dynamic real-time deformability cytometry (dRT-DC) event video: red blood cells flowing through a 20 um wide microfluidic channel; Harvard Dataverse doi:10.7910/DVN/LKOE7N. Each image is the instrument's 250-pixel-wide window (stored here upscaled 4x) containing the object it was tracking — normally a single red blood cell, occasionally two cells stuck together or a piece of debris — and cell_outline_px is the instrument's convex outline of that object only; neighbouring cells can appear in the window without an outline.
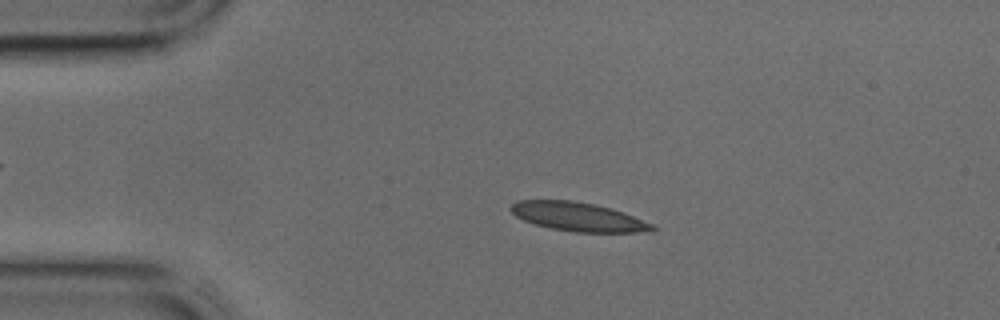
{"species": "common noctule bat (a hibernating species)", "species_latin": "Nyctalus noctula", "temperature_condition": "cold", "stored_images_in_passage": 42, "camera_frame_rate_fps": 3000, "um_per_image_px": 0.085, "animal": {"sex": "male", "body_mass_g": 17.9, "forearm_length_mm": 54.2}, "frame": {"image": 1, "passage_image": 8, "time_ms": 2.333, "image_size_px": [1000, 320], "cell_outline_px": [[656, 228], [652, 232], [576, 232], [552, 228], [536, 224], [524, 220], [516, 216], [508, 208], [516, 200], [572, 200], [596, 204], [612, 208], [652, 224]], "centroid_in_image_um": [49.13, 18.41], "position_along_channel_um": 35.9, "area_um2": 23.64}}
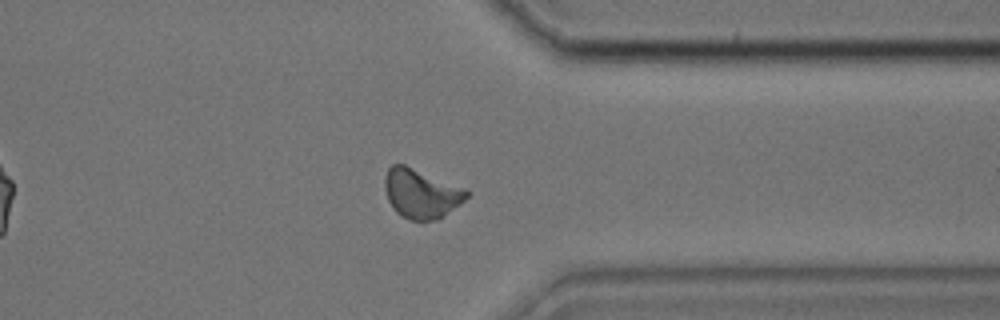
{"frame": {"image": 2, "passage_image": 33, "time_ms": 10.667, "image_size_px": [1000, 320], "cell_outline_px": [[472, 192], [460, 204], [444, 216], [436, 220], [408, 220], [400, 216], [396, 212], [388, 200], [384, 188], [384, 176], [388, 168], [392, 164], [404, 164], [468, 188]], "centroid_in_image_um": [35.82, 16.44], "position_along_channel_um": 375.6, "area_um2": 23.99}}
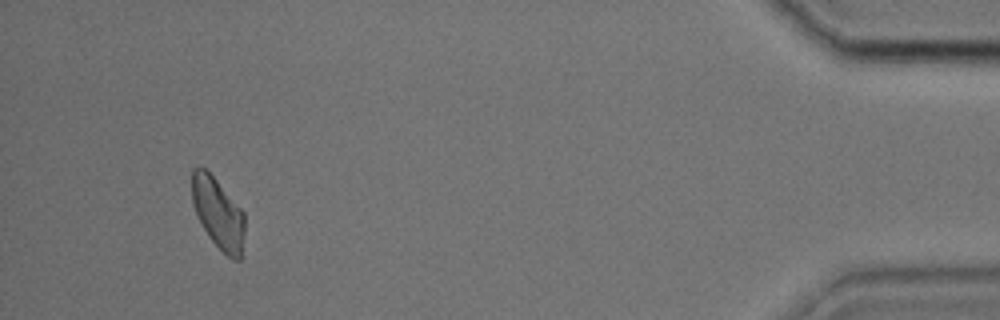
{"frame": {"image": 3, "passage_image": 40, "time_ms": 13.0, "image_size_px": [1000, 320], "cell_outline_px": [[244, 236], [240, 260], [232, 260], [208, 236], [196, 216], [192, 204], [192, 168], [200, 164], [216, 180], [244, 212]], "centroid_in_image_um": [18.51, 18.11], "position_along_channel_um": 416.7, "area_um2": 21.73}}